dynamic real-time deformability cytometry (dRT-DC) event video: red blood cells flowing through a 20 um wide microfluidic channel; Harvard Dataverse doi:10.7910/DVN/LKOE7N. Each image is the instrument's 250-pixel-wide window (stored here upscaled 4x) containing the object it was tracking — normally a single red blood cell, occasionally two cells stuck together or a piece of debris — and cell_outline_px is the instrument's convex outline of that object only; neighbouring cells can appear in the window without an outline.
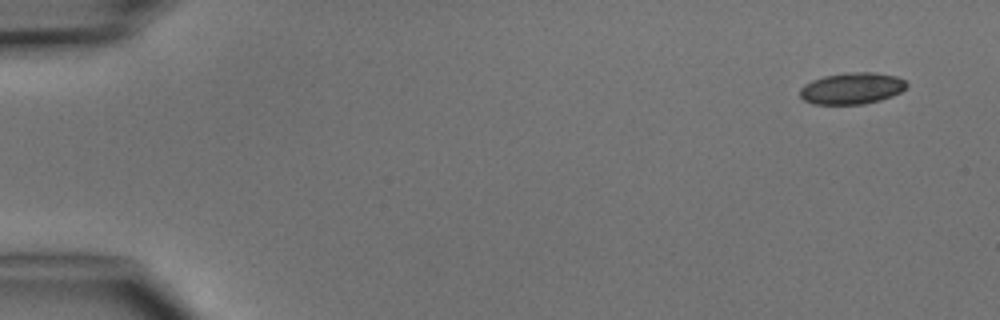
{"species": "common noctule bat (a hibernating species)", "species_latin": "Nyctalus noctula", "temperature_condition": "cold", "stored_images_in_passage": 5, "camera_frame_rate_fps": 3000, "um_per_image_px": 0.085, "animal": {"sex": "male", "body_mass_g": 15.6}, "frame": {"image": 1, "passage_image": 1, "time_ms": 0.0, "image_size_px": [1000, 320], "cell_outline_px": [[908, 84], [900, 92], [892, 96], [880, 100], [864, 104], [812, 104], [804, 100], [800, 96], [800, 88], [804, 84], [812, 80], [824, 76], [848, 72], [872, 72], [896, 76], [904, 80]], "centroid_in_image_um": [72.39, 7.51], "position_along_channel_um": 12.6, "area_um2": 19.59}}
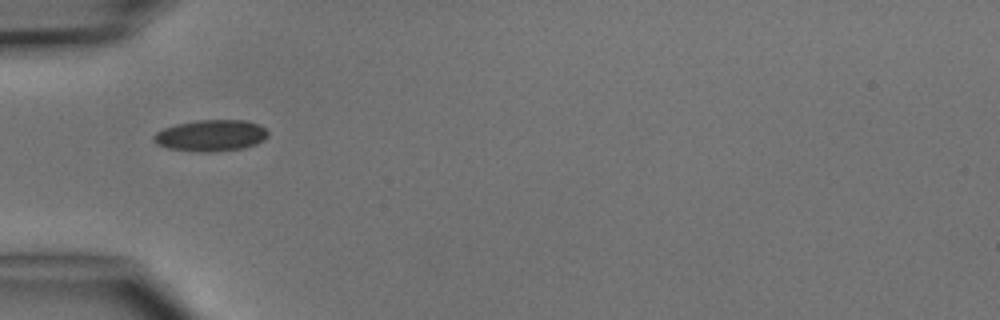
{"frame": {"image": 2, "passage_image": 4, "time_ms": 4.333, "image_size_px": [1000, 320], "cell_outline_px": [[268, 136], [264, 140], [256, 144], [244, 148], [212, 152], [200, 152], [168, 148], [156, 144], [152, 140], [152, 136], [156, 132], [164, 128], [176, 124], [196, 120], [244, 120], [260, 124], [268, 132]], "centroid_in_image_um": [17.92, 11.52], "position_along_channel_um": 67.1, "area_um2": 21.1}}